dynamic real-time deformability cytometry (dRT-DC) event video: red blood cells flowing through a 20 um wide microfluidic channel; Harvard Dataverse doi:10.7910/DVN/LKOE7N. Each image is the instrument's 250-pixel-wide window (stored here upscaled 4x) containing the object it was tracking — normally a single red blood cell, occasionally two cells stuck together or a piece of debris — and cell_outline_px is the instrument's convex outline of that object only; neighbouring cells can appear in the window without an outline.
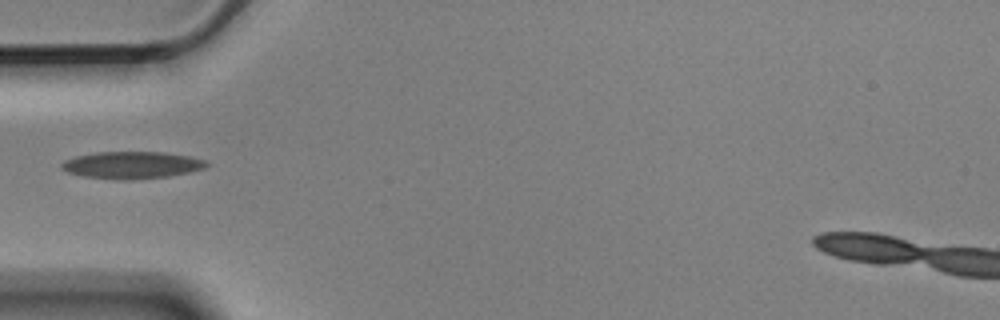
{"species": "Egyptian fruit bat (a non-hibernating species)", "species_latin": "Rousettus aegyptiacus", "temperature_condition": "cold", "stored_images_in_passage": 1, "camera_frame_rate_fps": 3000, "um_per_image_px": 0.085, "animal": {"sex": "male"}, "frame": {"image": 1, "passage_image": 1, "time_ms": 0.0, "image_size_px": [1000, 320], "cell_outline_px": [[208, 164], [204, 168], [188, 172], [168, 176], [132, 180], [124, 180], [84, 176], [68, 172], [60, 168], [60, 164], [64, 160], [76, 156], [96, 152], [164, 152], [192, 156], [204, 160]], "centroid_in_image_um": [11.19, 14.02], "position_along_channel_um": 73.8, "area_um2": 22.83}}